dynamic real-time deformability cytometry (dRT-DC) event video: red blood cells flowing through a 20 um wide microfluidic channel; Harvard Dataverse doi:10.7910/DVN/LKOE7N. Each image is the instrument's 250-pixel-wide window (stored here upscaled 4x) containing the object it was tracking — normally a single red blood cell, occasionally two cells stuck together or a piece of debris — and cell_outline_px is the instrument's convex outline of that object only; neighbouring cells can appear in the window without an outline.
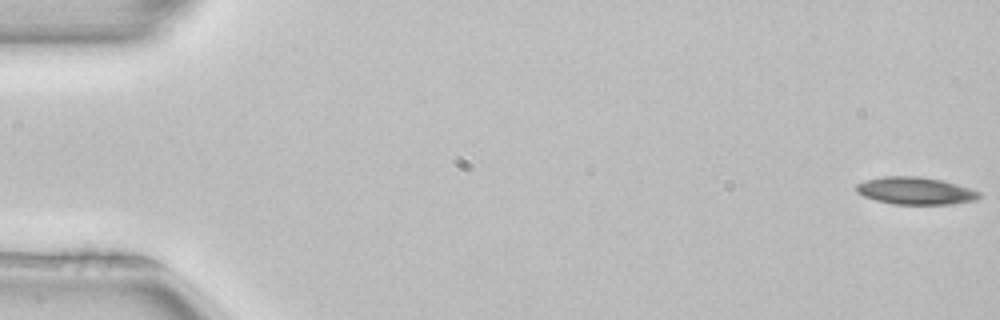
{"species": "common noctule bat (a hibernating species)", "species_latin": "Nyctalus noctula", "temperature_condition": "room temperature", "stored_images_in_passage": 52, "camera_frame_rate_fps": 3000, "um_per_image_px": 0.085, "animal": {"sex": "female", "body_mass_g": 22.7, "forearm_length_mm": 54.2}, "frame": {"image": 1, "passage_image": 1, "time_ms": 0.0, "image_size_px": [1000, 320], "cell_outline_px": [[984, 196], [976, 200], [952, 204], [892, 204], [876, 200], [864, 196], [856, 192], [856, 184], [864, 180], [884, 176], [920, 176], [940, 180], [956, 184], [980, 192]], "centroid_in_image_um": [77.81, 16.22], "position_along_channel_um": 7.2, "area_um2": 19.65}}
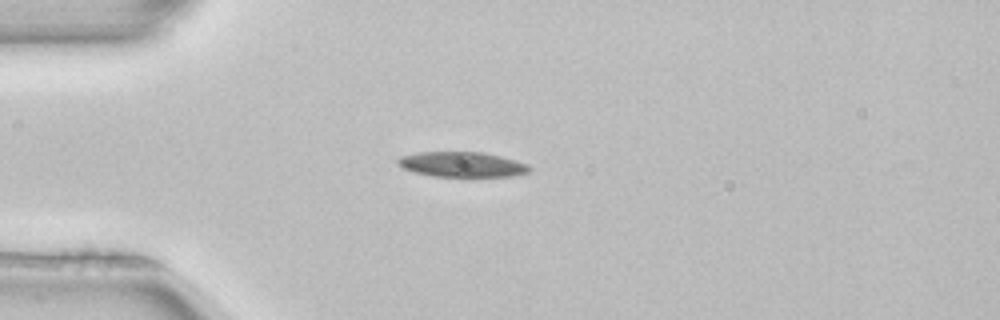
{"frame": {"image": 2, "passage_image": 14, "time_ms": 4.333, "image_size_px": [1000, 320], "cell_outline_px": [[532, 168], [528, 172], [512, 176], [432, 176], [416, 172], [404, 168], [396, 164], [396, 160], [400, 156], [420, 152], [484, 152], [500, 156], [528, 164]], "centroid_in_image_um": [39.26, 13.97], "position_along_channel_um": 45.7, "area_um2": 19.13}}
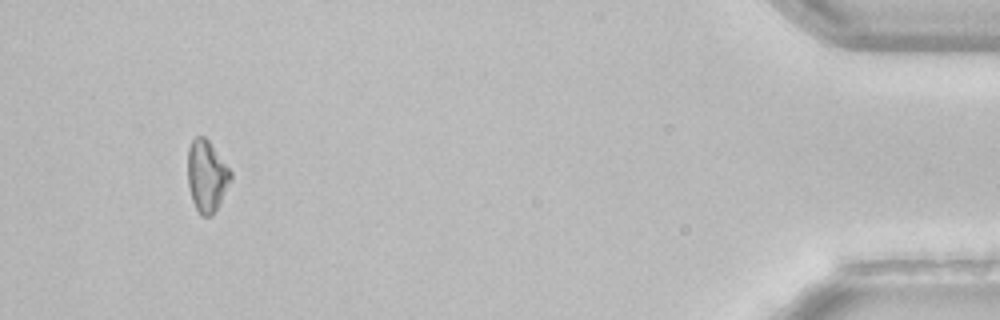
{"frame": {"image": 3, "passage_image": 49, "time_ms": 16.0, "image_size_px": [1000, 320], "cell_outline_px": [[232, 176], [220, 204], [212, 216], [200, 216], [192, 200], [188, 184], [188, 148], [192, 140], [196, 136], [204, 136], [208, 140], [232, 172]], "centroid_in_image_um": [17.57, 14.98], "position_along_channel_um": 417.6, "area_um2": 17.86}, "authors_computed_cell_mechanics": {"area_um2": 19.3919, "velocity_mm_per_s": 3.9951, "shape_relaxation_time_tau1_ms": 5.1373, "shape_relaxation_time_tau2_ms": null, "deformation_change_tau1": 0.0672, "deformation_change_tau2": null}}